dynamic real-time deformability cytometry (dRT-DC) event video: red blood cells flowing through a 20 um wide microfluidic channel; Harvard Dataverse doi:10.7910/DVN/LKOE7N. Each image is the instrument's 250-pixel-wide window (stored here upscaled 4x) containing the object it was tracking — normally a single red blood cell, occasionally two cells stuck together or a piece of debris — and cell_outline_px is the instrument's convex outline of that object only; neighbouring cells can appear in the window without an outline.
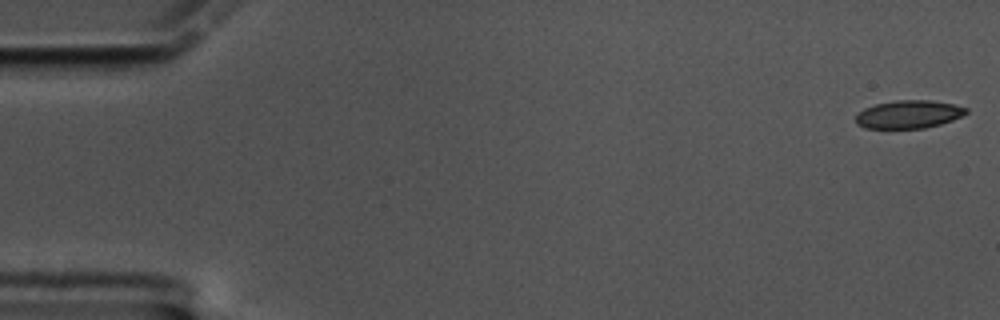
{"species": "common noctule bat (a hibernating species)", "species_latin": "Nyctalus noctula", "temperature_condition": "cold", "stored_images_in_passage": 59, "camera_frame_rate_fps": 3000, "um_per_image_px": 0.085, "animal": {"sex": "male", "body_mass_g": 17.5, "forearm_length_mm": 52.3}, "frame": {"image": 1, "passage_image": 1, "time_ms": 0.0, "image_size_px": [1000, 320], "cell_outline_px": [[968, 112], [952, 120], [940, 124], [924, 128], [864, 128], [856, 124], [856, 116], [864, 108], [876, 104], [896, 100], [932, 100], [952, 104], [968, 108]], "centroid_in_image_um": [77.23, 9.71], "position_along_channel_um": 7.8, "area_um2": 17.92}}
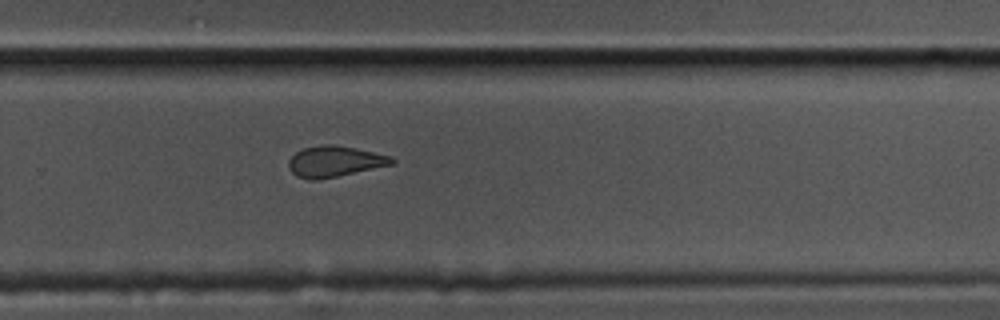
{"frame": {"image": 2, "passage_image": 39, "time_ms": 12.667, "image_size_px": [1000, 320], "cell_outline_px": [[396, 164], [316, 180], [308, 180], [296, 176], [288, 168], [288, 160], [296, 152], [304, 148], [324, 144], [336, 144], [356, 148], [392, 156], [396, 160]], "centroid_in_image_um": [28.47, 13.72], "position_along_channel_um": 301.3, "area_um2": 18.73}}
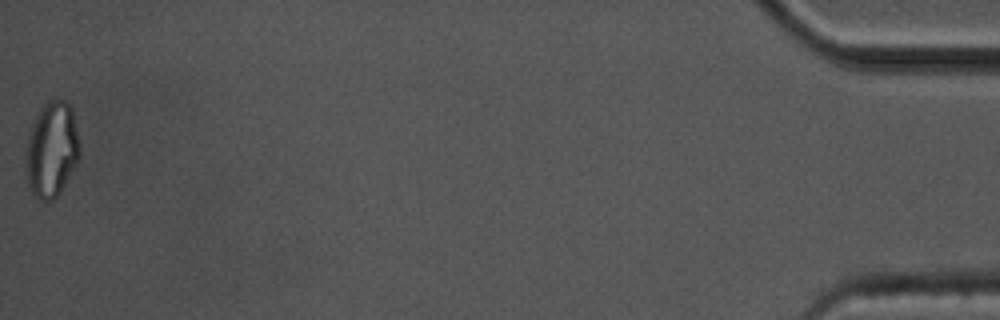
{"frame": {"image": 3, "passage_image": 59, "time_ms": 19.333, "image_size_px": [1000, 320], "cell_outline_px": [[80, 156], [60, 192], [52, 200], [40, 200], [28, 188], [24, 172], [24, 156], [28, 136], [32, 124], [40, 108], [48, 100], [68, 100], [72, 108], [80, 144]], "centroid_in_image_um": [4.36, 12.7], "position_along_channel_um": 430.8, "area_um2": 30.4}, "authors_computed_cell_mechanics": {"area_um2": 19.0162, "velocity_mm_per_s": 3.4062, "shape_relaxation_time_tau1_ms": 4.6679, "shape_relaxation_time_tau2_ms": 2.8248, "deformation_change_tau1": 0.1191, "deformation_change_tau2": 0.1056}}